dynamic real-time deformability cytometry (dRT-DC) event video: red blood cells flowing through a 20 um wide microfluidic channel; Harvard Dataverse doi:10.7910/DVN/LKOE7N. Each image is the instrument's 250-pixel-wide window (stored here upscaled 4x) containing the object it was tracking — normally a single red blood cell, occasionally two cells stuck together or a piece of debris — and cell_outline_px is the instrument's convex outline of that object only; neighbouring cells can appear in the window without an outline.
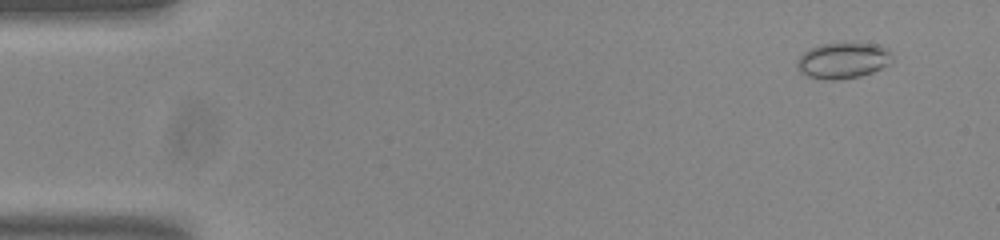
{"species": "common noctule bat (a hibernating species)", "species_latin": "Nyctalus noctula", "temperature_condition": "room temperature", "stored_images_in_passage": 54, "camera_frame_rate_fps": 3000, "um_per_image_px": 0.085, "animal": {"sex": "male", "body_mass_g": 20.0, "forearm_length_mm": 53.3}, "frame": {"image": 1, "passage_image": 4, "time_ms": 1.0, "image_size_px": [1000, 240], "cell_outline_px": [[892, 60], [888, 64], [872, 72], [860, 76], [836, 80], [824, 80], [808, 76], [800, 72], [796, 68], [796, 64], [800, 56], [808, 48], [820, 44], [880, 44], [888, 48], [892, 52]], "centroid_in_image_um": [71.64, 5.15], "position_along_channel_um": 13.4, "area_um2": 19.94}}
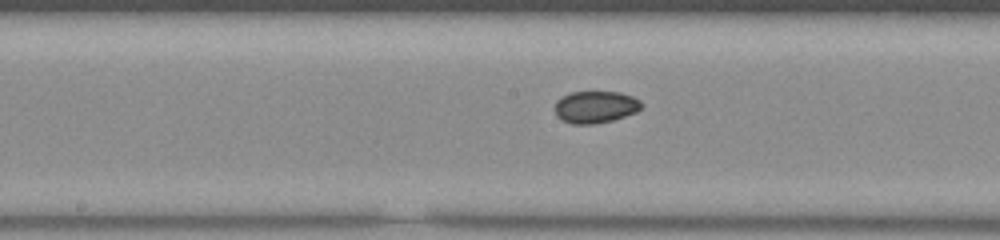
{"frame": {"image": 2, "passage_image": 28, "time_ms": 9.0, "image_size_px": [1000, 240], "cell_outline_px": [[644, 104], [636, 112], [612, 120], [596, 124], [572, 124], [560, 120], [556, 116], [556, 100], [560, 96], [568, 92], [620, 92], [632, 96], [640, 100]], "centroid_in_image_um": [50.59, 9.09], "position_along_channel_um": 197.6, "area_um2": 16.36}}
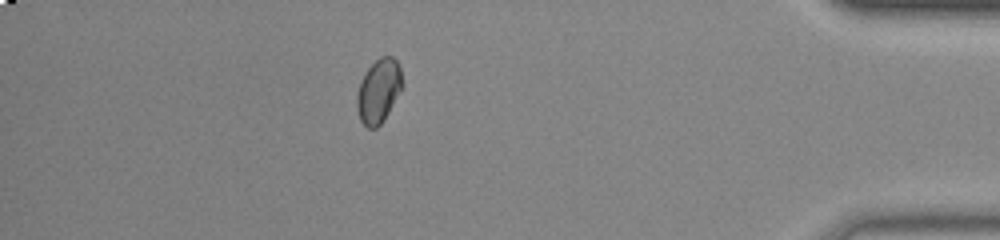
{"frame": {"image": 3, "passage_image": 48, "time_ms": 15.667, "image_size_px": [1000, 240], "cell_outline_px": [[404, 84], [384, 120], [376, 128], [368, 128], [360, 120], [356, 108], [356, 96], [360, 84], [368, 68], [380, 56], [392, 56], [396, 60], [400, 68]], "centroid_in_image_um": [32.19, 7.73], "position_along_channel_um": 403.0, "area_um2": 16.82}, "authors_computed_cell_mechanics": {"area_um2": 16.9643, "velocity_mm_per_s": 3.7607, "shape_relaxation_time_tau1_ms": null, "shape_relaxation_time_tau2_ms": 1.6052, "deformation_change_tau1": null, "deformation_change_tau2": 0.0321}}